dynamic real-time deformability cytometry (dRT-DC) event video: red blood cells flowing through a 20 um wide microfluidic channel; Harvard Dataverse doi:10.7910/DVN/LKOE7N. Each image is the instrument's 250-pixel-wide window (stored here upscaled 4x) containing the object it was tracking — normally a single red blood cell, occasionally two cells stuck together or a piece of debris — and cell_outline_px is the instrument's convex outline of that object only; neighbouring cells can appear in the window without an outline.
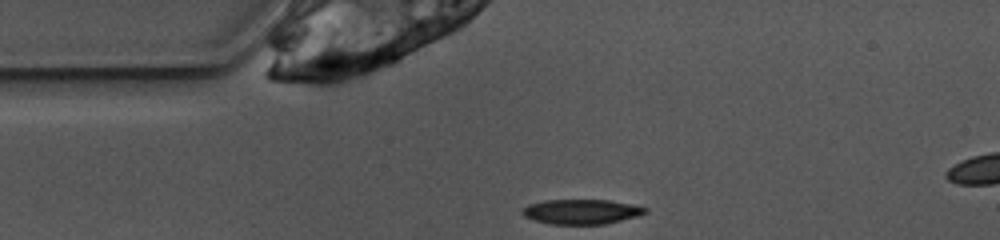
{"species": "common noctule bat (a hibernating species)", "species_latin": "Nyctalus noctula", "temperature_condition": "warm", "stored_images_in_passage": 5, "camera_frame_rate_fps": 3000, "um_per_image_px": 0.085, "animal": {"sex": "female", "body_mass_g": 10.0, "forearm_length_mm": 53.1}, "frame": {"image": 1, "passage_image": 1, "time_ms": 0.0, "image_size_px": [1000, 240], "cell_outline_px": [[648, 212], [636, 216], [604, 224], [548, 224], [524, 216], [520, 212], [520, 208], [528, 204], [544, 200], [608, 200], [648, 208]], "centroid_in_image_um": [49.35, 17.99], "position_along_channel_um": 35.7, "area_um2": 17.69}}